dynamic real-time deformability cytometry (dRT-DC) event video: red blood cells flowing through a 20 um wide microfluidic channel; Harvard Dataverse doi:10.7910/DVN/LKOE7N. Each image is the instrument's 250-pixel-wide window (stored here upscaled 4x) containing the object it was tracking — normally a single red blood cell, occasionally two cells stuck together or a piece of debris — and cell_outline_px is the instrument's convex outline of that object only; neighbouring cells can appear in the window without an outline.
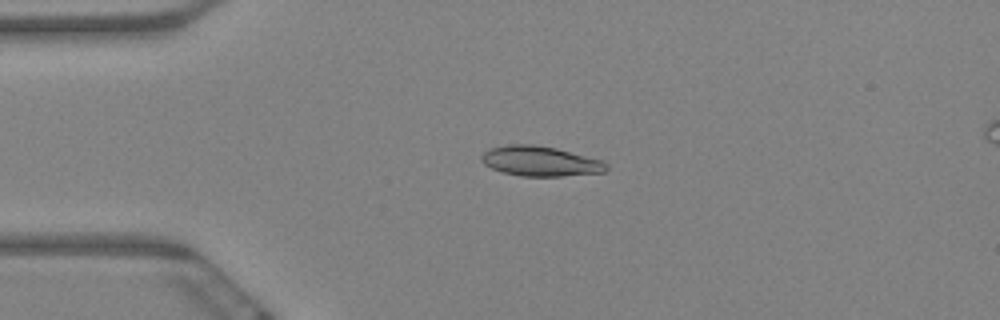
{"species": "Egyptian fruit bat (a non-hibernating species)", "species_latin": "Rousettus aegyptiacus", "temperature_condition": "warm", "stored_images_in_passage": 6, "camera_frame_rate_fps": 3000, "um_per_image_px": 0.085, "animal": {"sex": "female"}, "frame": {"image": 1, "passage_image": 4, "time_ms": 1.0, "image_size_px": [1000, 320], "cell_outline_px": [[608, 168], [604, 172], [560, 176], [520, 176], [504, 172], [492, 168], [484, 164], [480, 160], [480, 156], [488, 148], [508, 144], [536, 144], [556, 148], [604, 160], [608, 164]], "centroid_in_image_um": [45.92, 13.68], "position_along_channel_um": 39.1, "area_um2": 22.02}}